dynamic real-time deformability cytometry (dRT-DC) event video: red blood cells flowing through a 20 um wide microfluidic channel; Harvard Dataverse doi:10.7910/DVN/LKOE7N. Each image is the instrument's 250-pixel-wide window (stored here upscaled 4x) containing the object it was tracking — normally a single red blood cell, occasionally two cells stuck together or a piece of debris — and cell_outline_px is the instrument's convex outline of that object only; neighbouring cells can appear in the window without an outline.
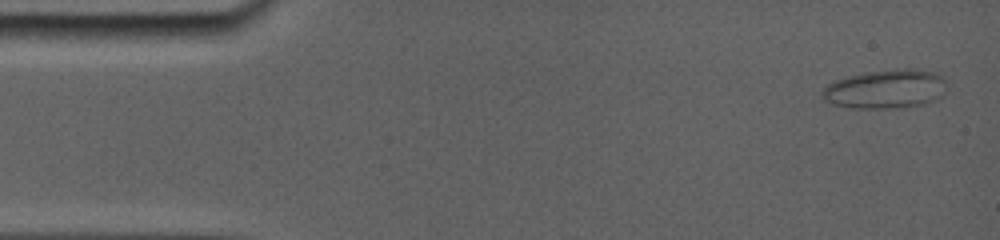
{"species": "common noctule bat (a hibernating species)", "species_latin": "Nyctalus noctula", "temperature_condition": "room temperature", "stored_images_in_passage": 15, "camera_frame_rate_fps": 5000, "um_per_image_px": 0.085, "animal": {"sex": "female", "body_mass_g": 19.0, "forearm_length_mm": 56.7}, "frame": {"image": 1, "passage_image": 1, "time_ms": 0.0, "image_size_px": [1000, 240], "cell_outline_px": [[948, 88], [940, 96], [924, 104], [884, 108], [852, 108], [832, 104], [824, 100], [820, 96], [820, 92], [828, 84], [836, 80], [848, 76], [864, 72], [896, 68], [912, 68], [936, 72], [944, 80]], "centroid_in_image_um": [75.25, 7.55], "position_along_channel_um": 9.8, "area_um2": 28.38}}
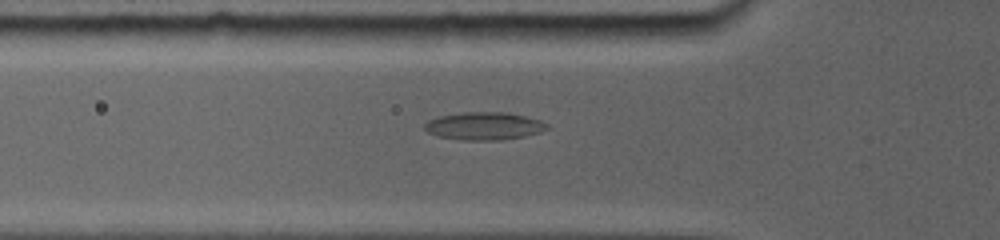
{"frame": {"image": 2, "passage_image": 9, "time_ms": 4.8, "image_size_px": [1000, 240], "cell_outline_px": [[548, 128], [524, 136], [492, 140], [464, 140], [440, 136], [428, 132], [424, 128], [424, 124], [428, 120], [440, 116], [464, 112], [508, 112], [540, 120]], "centroid_in_image_um": [41.09, 10.7], "position_along_channel_um": 84.7, "area_um2": 19.31}}
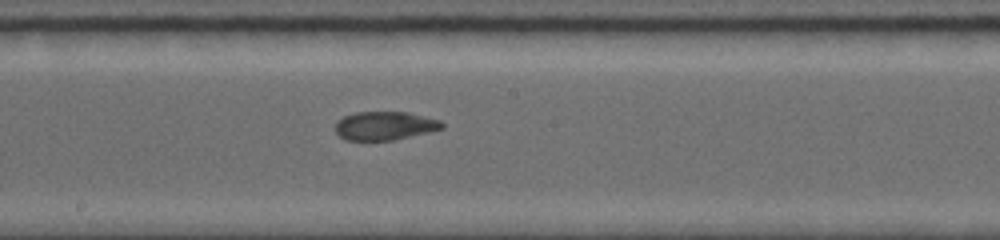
{"frame": {"image": 3, "passage_image": 15, "time_ms": 8.2, "image_size_px": [1000, 240], "cell_outline_px": [[444, 128], [392, 140], [348, 140], [340, 136], [336, 132], [336, 120], [344, 116], [356, 112], [408, 112], [440, 120], [444, 124]], "centroid_in_image_um": [32.69, 10.68], "position_along_channel_um": 215.5, "area_um2": 17.57}}